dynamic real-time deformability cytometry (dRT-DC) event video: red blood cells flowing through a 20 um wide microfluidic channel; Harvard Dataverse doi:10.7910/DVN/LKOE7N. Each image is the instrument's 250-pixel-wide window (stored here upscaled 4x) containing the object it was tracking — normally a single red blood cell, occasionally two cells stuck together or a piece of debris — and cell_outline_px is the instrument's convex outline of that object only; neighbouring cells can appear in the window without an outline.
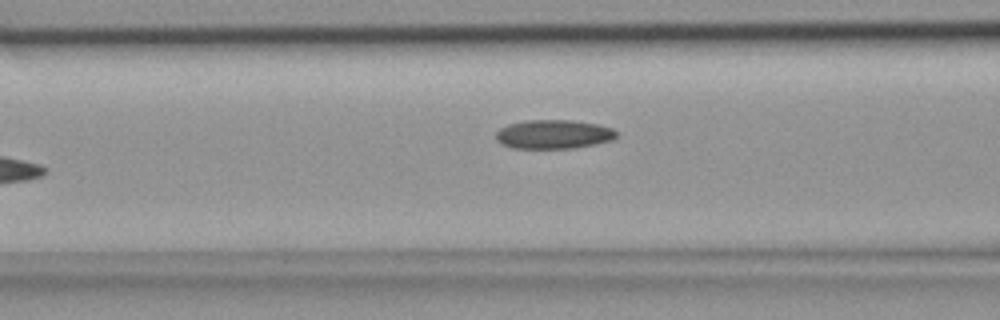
{"species": "common noctule bat (a hibernating species)", "species_latin": "Nyctalus noctula", "temperature_condition": "room temperature", "stored_images_in_passage": 6, "camera_frame_rate_fps": 3000, "um_per_image_px": 0.085, "animal": {"sex": "female", "body_mass_g": 18.4}, "frame": {"image": 1, "passage_image": 6, "time_ms": 1.667, "image_size_px": [1000, 320], "cell_outline_px": [[616, 136], [612, 140], [596, 144], [572, 148], [512, 148], [500, 144], [496, 140], [496, 132], [500, 128], [508, 124], [524, 120], [572, 120], [600, 124], [612, 128], [616, 132]], "centroid_in_image_um": [47.03, 11.41], "position_along_channel_um": 119.6, "area_um2": 20.52}}